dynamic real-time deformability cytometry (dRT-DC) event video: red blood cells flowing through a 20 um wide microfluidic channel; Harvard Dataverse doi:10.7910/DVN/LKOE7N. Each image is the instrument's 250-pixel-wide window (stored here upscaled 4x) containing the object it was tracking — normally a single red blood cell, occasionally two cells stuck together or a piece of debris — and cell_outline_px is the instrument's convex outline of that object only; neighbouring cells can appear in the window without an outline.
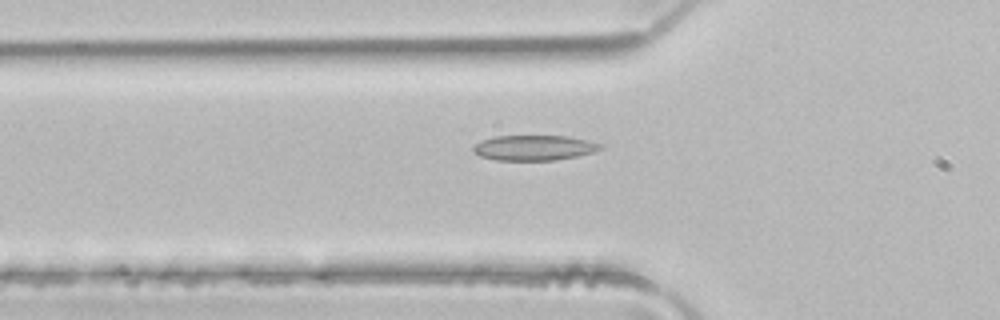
{"species": "common noctule bat (a hibernating species)", "species_latin": "Nyctalus noctula", "temperature_condition": "room temperature", "stored_images_in_passage": 4, "camera_frame_rate_fps": 3000, "um_per_image_px": 0.085, "animal": {"sex": "male", "body_mass_g": 21.5, "forearm_length_mm": 52.0}, "frame": {"image": 1, "passage_image": 4, "time_ms": 1.0, "image_size_px": [1000, 320], "cell_outline_px": [[604, 148], [592, 152], [576, 156], [556, 160], [496, 160], [480, 156], [472, 152], [472, 148], [480, 140], [496, 136], [564, 136], [588, 140], [600, 144]], "centroid_in_image_um": [45.36, 12.56], "position_along_channel_um": 80.4, "area_um2": 18.61}}